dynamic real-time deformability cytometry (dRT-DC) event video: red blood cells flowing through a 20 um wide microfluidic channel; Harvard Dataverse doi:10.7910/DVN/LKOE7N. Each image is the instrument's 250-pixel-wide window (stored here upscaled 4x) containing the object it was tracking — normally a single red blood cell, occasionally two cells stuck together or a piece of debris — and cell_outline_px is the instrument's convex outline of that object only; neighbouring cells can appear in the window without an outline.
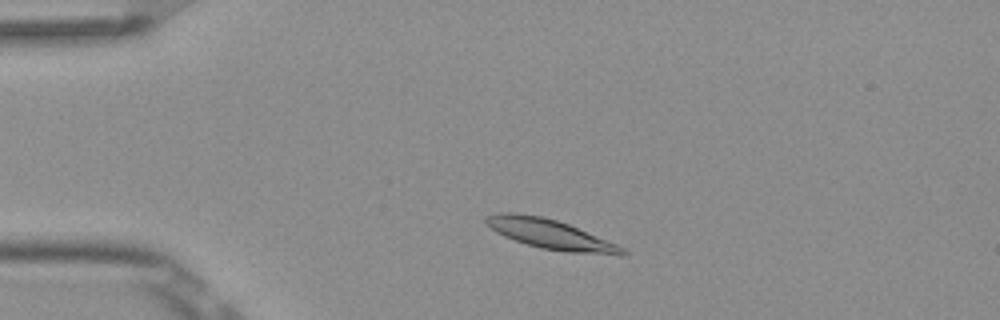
{"species": "Egyptian fruit bat (a non-hibernating species)", "species_latin": "Rousettus aegyptiacus", "temperature_condition": "room temperature", "stored_images_in_passage": 3, "camera_frame_rate_fps": 3000, "um_per_image_px": 0.085, "frame": {"image": 1, "passage_image": 2, "time_ms": 0.333, "image_size_px": [1000, 320], "cell_outline_px": [[628, 256], [620, 256], [568, 252], [540, 248], [504, 236], [496, 232], [484, 224], [484, 216], [500, 212], [516, 212], [540, 216], [556, 220], [568, 224], [616, 244], [624, 248], [628, 252]], "centroid_in_image_um": [46.78, 19.91], "position_along_channel_um": 38.2, "area_um2": 23.64}}